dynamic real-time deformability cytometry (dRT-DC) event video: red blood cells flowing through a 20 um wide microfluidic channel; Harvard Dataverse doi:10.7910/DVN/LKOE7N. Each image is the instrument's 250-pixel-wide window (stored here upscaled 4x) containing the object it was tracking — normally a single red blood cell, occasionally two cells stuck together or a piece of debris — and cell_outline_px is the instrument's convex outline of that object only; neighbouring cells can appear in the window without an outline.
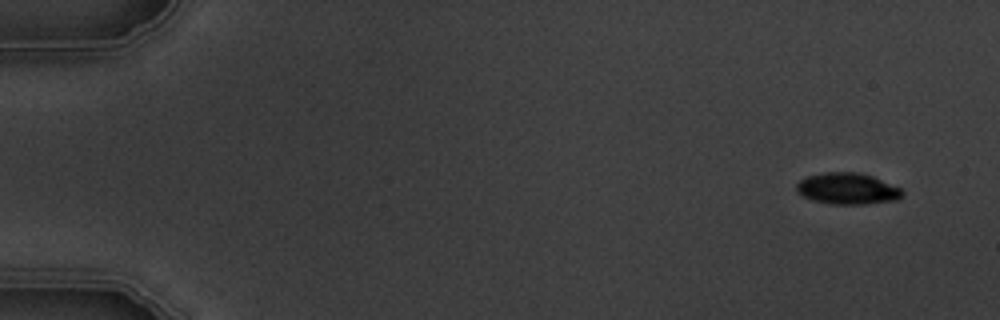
{"species": "common noctule bat (a hibernating species)", "species_latin": "Nyctalus noctula", "temperature_condition": "warm", "stored_images_in_passage": 5, "camera_frame_rate_fps": 3000, "um_per_image_px": 0.085, "animal": {"sex": "male", "body_mass_g": 19.5, "forearm_length_mm": 54.6}, "frame": {"image": 1, "passage_image": 1, "time_ms": 0.0, "image_size_px": [1000, 320], "cell_outline_px": [[904, 196], [900, 200], [864, 204], [828, 204], [812, 200], [804, 196], [796, 188], [796, 184], [800, 180], [808, 176], [824, 172], [860, 172], [872, 176], [900, 188], [904, 192]], "centroid_in_image_um": [72.07, 16.04], "position_along_channel_um": 12.9, "area_um2": 19.42}}
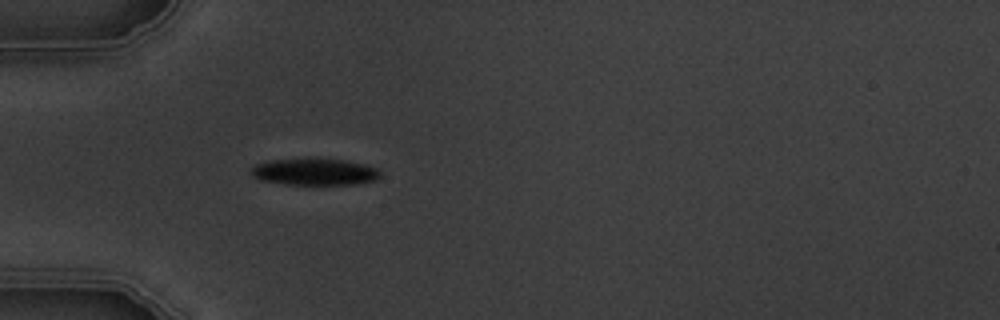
{"frame": {"image": 2, "passage_image": 5, "time_ms": 4.667, "image_size_px": [1000, 320], "cell_outline_px": [[380, 176], [376, 180], [356, 184], [284, 184], [260, 180], [252, 176], [248, 168], [256, 164], [268, 160], [316, 156], [344, 160], [364, 164], [376, 168], [380, 172]], "centroid_in_image_um": [26.68, 14.57], "position_along_channel_um": 58.3, "area_um2": 20.87}}